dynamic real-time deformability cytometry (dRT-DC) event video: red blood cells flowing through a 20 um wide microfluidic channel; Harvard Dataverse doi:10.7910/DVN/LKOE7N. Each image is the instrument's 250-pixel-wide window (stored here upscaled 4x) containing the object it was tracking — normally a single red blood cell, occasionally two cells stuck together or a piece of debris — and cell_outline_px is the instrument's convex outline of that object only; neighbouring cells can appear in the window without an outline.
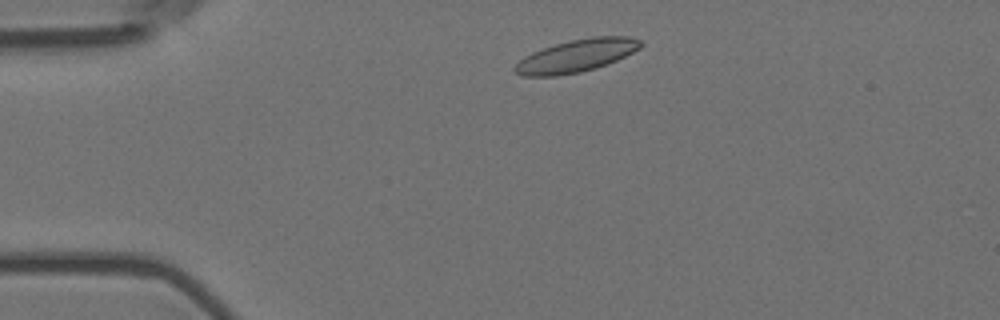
{"species": "Egyptian fruit bat (a non-hibernating species)", "species_latin": "Rousettus aegyptiacus", "temperature_condition": "room temperature", "stored_images_in_passage": 2, "camera_frame_rate_fps": 3000, "um_per_image_px": 0.085, "animal": {"sex": "female"}, "frame": {"image": 1, "passage_image": 1, "time_ms": 0.0, "image_size_px": [1000, 320], "cell_outline_px": [[644, 44], [640, 48], [616, 60], [596, 68], [580, 72], [556, 76], [524, 76], [516, 72], [512, 68], [524, 56], [532, 52], [556, 44], [572, 40], [592, 36], [632, 36], [640, 40]], "centroid_in_image_um": [49.01, 4.73], "position_along_channel_um": 36.0, "area_um2": 23.76}}